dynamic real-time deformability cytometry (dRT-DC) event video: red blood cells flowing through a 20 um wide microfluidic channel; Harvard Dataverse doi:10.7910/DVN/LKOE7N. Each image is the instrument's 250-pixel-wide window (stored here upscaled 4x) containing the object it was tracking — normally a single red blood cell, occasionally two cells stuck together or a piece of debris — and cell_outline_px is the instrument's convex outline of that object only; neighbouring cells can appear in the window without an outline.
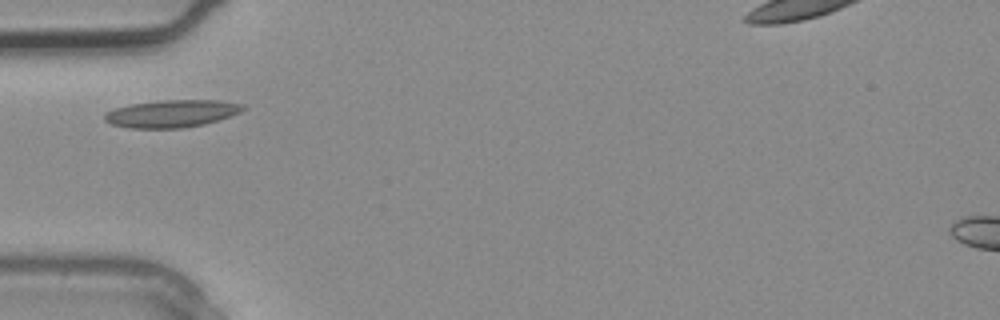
{"species": "common noctule bat (a hibernating species)", "species_latin": "Nyctalus noctula", "temperature_condition": "warm", "stored_images_in_passage": 1, "camera_frame_rate_fps": 3000, "um_per_image_px": 0.085, "animal": {"sex": "male", "body_mass_g": 20.4}, "frame": {"image": 1, "passage_image": 1, "time_ms": 0.0, "image_size_px": [1000, 320], "cell_outline_px": [[244, 108], [240, 112], [220, 120], [204, 124], [184, 128], [128, 128], [112, 124], [104, 120], [104, 116], [108, 112], [116, 108], [132, 104], [164, 100], [220, 100], [244, 104]], "centroid_in_image_um": [14.63, 9.66], "position_along_channel_um": 70.4, "area_um2": 22.02}}